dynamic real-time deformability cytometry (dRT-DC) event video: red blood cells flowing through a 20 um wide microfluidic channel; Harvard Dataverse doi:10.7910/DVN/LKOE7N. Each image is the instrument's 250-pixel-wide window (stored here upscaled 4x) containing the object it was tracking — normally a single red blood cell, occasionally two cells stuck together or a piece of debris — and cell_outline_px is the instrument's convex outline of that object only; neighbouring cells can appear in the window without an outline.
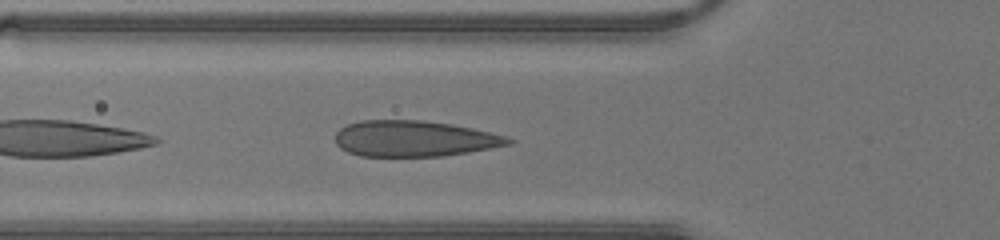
{"species": "human", "species_latin": "Homo sapiens", "temperature_condition": "warm", "stored_images_in_passage": 30, "camera_frame_rate_fps": 3000, "um_per_image_px": 0.085, "donor": {"sex": "male"}, "frame": {"image": 1, "passage_image": 3, "time_ms": 0.667, "image_size_px": [1000, 240], "cell_outline_px": [[516, 140], [512, 144], [492, 148], [468, 152], [440, 156], [360, 156], [348, 152], [340, 148], [336, 144], [336, 132], [340, 128], [348, 124], [360, 120], [424, 120], [452, 124], [472, 128], [504, 136]], "centroid_in_image_um": [35.2, 11.78], "position_along_channel_um": 90.6, "area_um2": 36.3}}
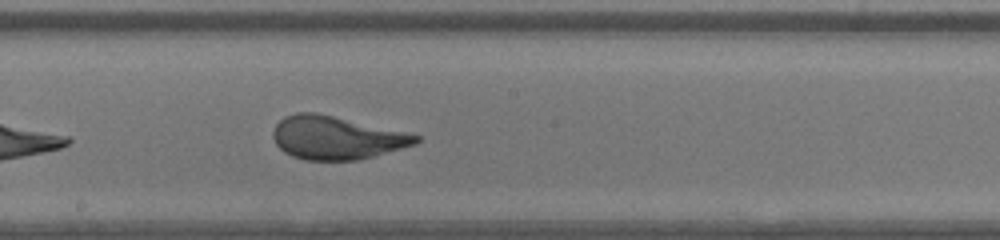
{"frame": {"image": 2, "passage_image": 11, "time_ms": 3.333, "image_size_px": [1000, 240], "cell_outline_px": [[420, 140], [416, 144], [372, 156], [356, 160], [304, 160], [292, 156], [284, 152], [276, 144], [272, 136], [272, 132], [276, 124], [284, 116], [296, 112], [316, 112], [420, 136]], "centroid_in_image_um": [28.52, 11.71], "position_along_channel_um": 219.7, "area_um2": 35.49}}
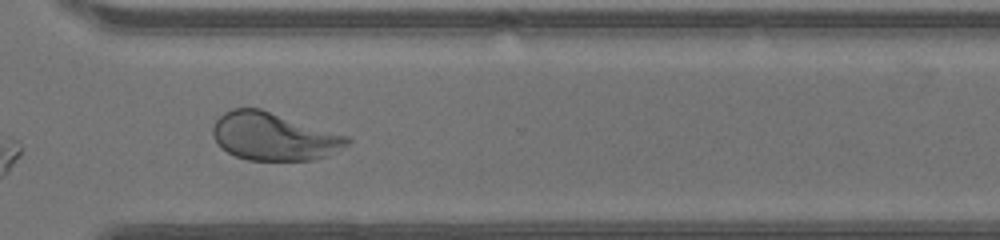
{"frame": {"image": 3, "passage_image": 19, "time_ms": 6.0, "image_size_px": [1000, 240], "cell_outline_px": [[352, 140], [348, 144], [324, 156], [312, 160], [248, 160], [236, 156], [220, 148], [212, 136], [212, 128], [216, 120], [224, 112], [232, 108], [260, 108], [348, 136]], "centroid_in_image_um": [23.21, 11.59], "position_along_channel_um": 347.4, "area_um2": 37.22}}